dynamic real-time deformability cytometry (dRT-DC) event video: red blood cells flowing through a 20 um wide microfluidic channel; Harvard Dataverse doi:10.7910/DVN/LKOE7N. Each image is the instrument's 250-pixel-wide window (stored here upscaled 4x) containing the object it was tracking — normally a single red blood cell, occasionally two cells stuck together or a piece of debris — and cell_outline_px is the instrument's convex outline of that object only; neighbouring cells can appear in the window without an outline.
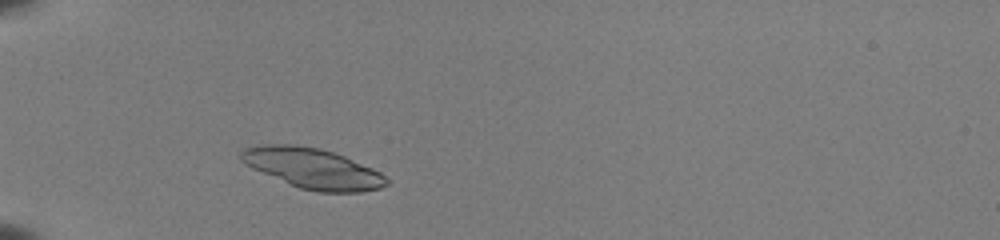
{"species": "common noctule bat (a hibernating species)", "species_latin": "Nyctalus noctula", "temperature_condition": "room temperature", "stored_images_in_passage": 38, "camera_frame_rate_fps": 3000, "um_per_image_px": 0.085, "animal": {"sex": "female", "body_mass_g": 22.0, "forearm_length_mm": 56.7}, "frame": {"image": 1, "passage_image": 4, "time_ms": 1.0, "image_size_px": [1000, 240], "cell_outline_px": [[388, 184], [380, 188], [360, 192], [320, 192], [300, 188], [252, 168], [244, 164], [240, 160], [240, 152], [244, 148], [256, 144], [296, 144], [320, 148], [344, 156], [372, 168], [380, 172], [388, 180]], "centroid_in_image_um": [26.55, 14.29], "position_along_channel_um": 58.5, "area_um2": 34.1}}